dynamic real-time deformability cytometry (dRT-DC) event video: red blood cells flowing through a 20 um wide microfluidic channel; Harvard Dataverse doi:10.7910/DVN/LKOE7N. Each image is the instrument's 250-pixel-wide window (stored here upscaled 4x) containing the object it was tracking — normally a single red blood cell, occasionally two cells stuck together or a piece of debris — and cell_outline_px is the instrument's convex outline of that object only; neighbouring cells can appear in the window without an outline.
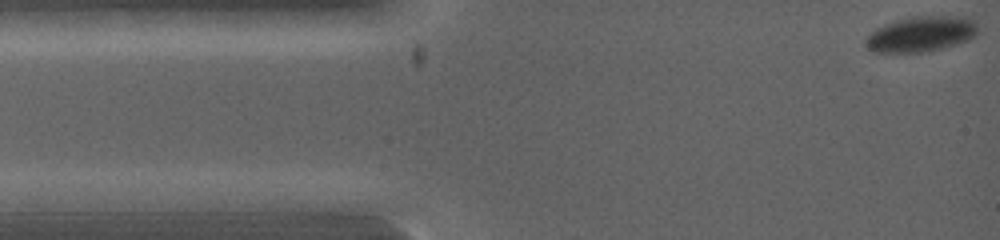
{"species": "common noctule bat (a hibernating species)", "species_latin": "Nyctalus noctula", "temperature_condition": "warm", "stored_images_in_passage": 3, "camera_frame_rate_fps": 5000, "um_per_image_px": 0.085, "animal": {"sex": "female", "body_mass_g": 19.0, "forearm_length_mm": 53.3}, "frame": {"image": 1, "passage_image": 1, "time_ms": 0.0, "image_size_px": [1000, 240], "cell_outline_px": [[976, 36], [968, 40], [956, 44], [928, 52], [872, 52], [864, 44], [864, 40], [876, 28], [896, 20], [912, 16], [968, 16], [976, 24]], "centroid_in_image_um": [78.29, 2.89], "position_along_channel_um": 6.7, "area_um2": 23.24}}